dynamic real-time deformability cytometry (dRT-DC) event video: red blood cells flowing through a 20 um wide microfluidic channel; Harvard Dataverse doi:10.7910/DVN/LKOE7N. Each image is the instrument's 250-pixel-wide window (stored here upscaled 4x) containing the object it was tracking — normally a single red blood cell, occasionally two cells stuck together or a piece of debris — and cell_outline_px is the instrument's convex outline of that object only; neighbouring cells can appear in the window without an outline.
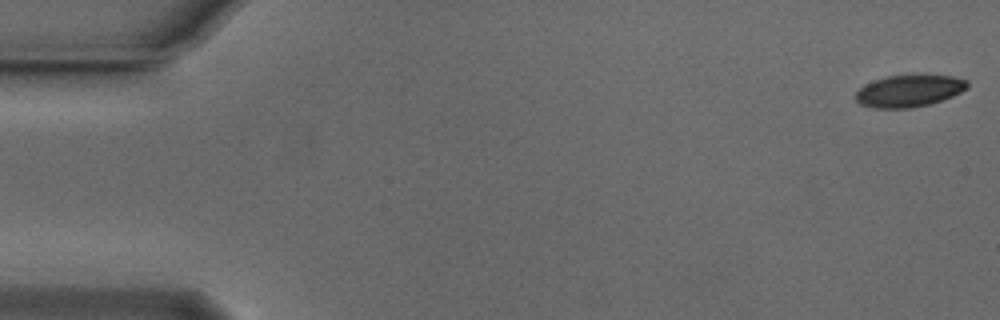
{"species": "Egyptian fruit bat (a non-hibernating species)", "species_latin": "Rousettus aegyptiacus", "temperature_condition": "cold", "stored_images_in_passage": 9, "camera_frame_rate_fps": 3000, "um_per_image_px": 0.085, "animal": {"sex": "male"}, "frame": {"image": 1, "passage_image": 1, "time_ms": 0.0, "image_size_px": [1000, 320], "cell_outline_px": [[968, 88], [952, 96], [928, 104], [908, 108], [872, 108], [860, 104], [856, 100], [856, 92], [864, 84], [888, 76], [916, 72], [924, 72], [952, 76], [968, 80]], "centroid_in_image_um": [77.3, 7.67], "position_along_channel_um": 7.7, "area_um2": 21.44}}